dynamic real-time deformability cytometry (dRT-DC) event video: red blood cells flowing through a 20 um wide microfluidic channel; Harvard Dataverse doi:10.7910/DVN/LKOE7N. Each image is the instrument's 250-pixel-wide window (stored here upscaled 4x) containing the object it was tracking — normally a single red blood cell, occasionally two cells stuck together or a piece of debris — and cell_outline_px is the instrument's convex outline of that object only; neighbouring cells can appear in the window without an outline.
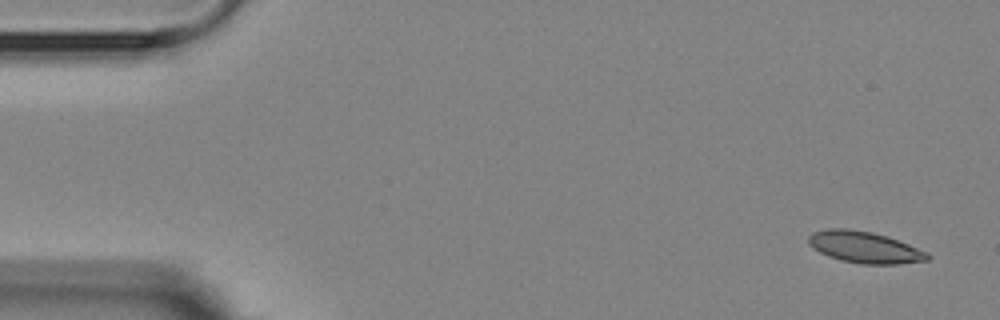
{"species": "Egyptian fruit bat (a non-hibernating species)", "species_latin": "Rousettus aegyptiacus", "temperature_condition": "room temperature", "stored_images_in_passage": 4, "camera_frame_rate_fps": 3000, "um_per_image_px": 0.085, "animal": {"sex": "female"}, "frame": {"image": 1, "passage_image": 1, "time_ms": 0.0, "image_size_px": [1000, 320], "cell_outline_px": [[932, 256], [928, 260], [896, 264], [860, 264], [840, 260], [828, 256], [812, 248], [808, 244], [808, 236], [812, 232], [828, 228], [848, 228], [872, 232], [888, 236], [928, 252]], "centroid_in_image_um": [73.47, 21.01], "position_along_channel_um": 11.5, "area_um2": 22.08}}
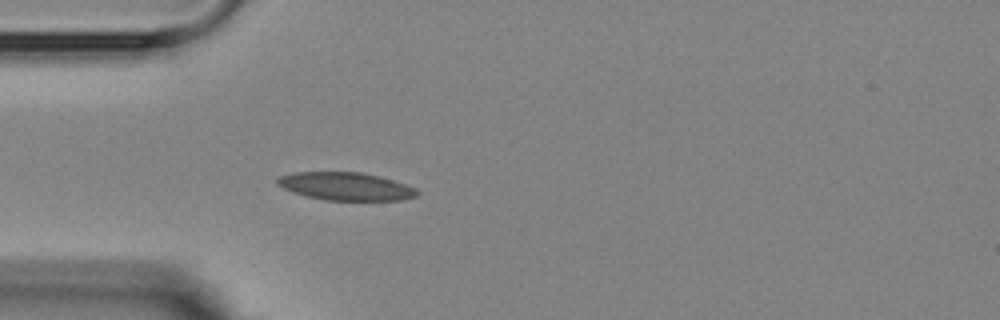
{"frame": {"image": 2, "passage_image": 4, "time_ms": 4.333, "image_size_px": [1000, 320], "cell_outline_px": [[420, 192], [416, 196], [400, 200], [324, 200], [292, 192], [276, 184], [276, 180], [280, 176], [292, 172], [360, 172], [380, 176], [416, 188]], "centroid_in_image_um": [29.38, 15.83], "position_along_channel_um": 55.6, "area_um2": 22.66}}